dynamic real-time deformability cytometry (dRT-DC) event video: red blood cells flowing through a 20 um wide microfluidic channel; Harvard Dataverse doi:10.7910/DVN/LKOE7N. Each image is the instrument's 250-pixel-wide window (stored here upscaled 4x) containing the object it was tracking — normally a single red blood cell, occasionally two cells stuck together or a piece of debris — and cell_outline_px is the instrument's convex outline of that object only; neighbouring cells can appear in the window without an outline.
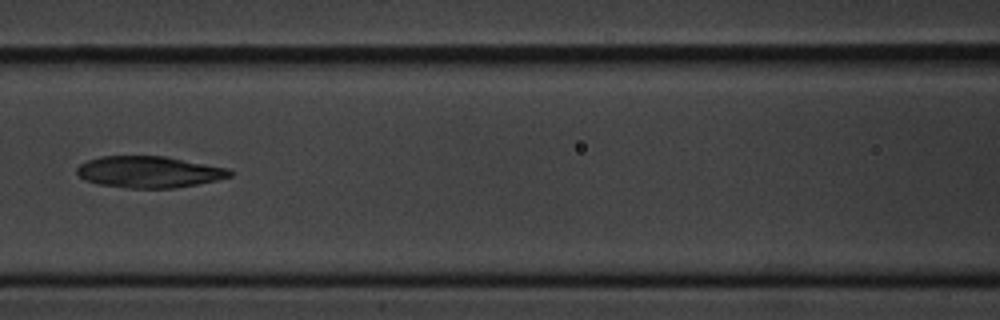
{"species": "common noctule bat (a hibernating species)", "species_latin": "Nyctalus noctula", "temperature_condition": "cold", "stored_images_in_passage": 4, "camera_frame_rate_fps": 3000, "um_per_image_px": 0.085, "animal": {"sex": "male", "body_mass_g": 20.1, "forearm_length_mm": 53.5}, "frame": {"image": 1, "passage_image": 4, "time_ms": 3.667, "image_size_px": [1000, 320], "cell_outline_px": [[232, 176], [216, 180], [176, 188], [128, 188], [96, 184], [84, 180], [76, 172], [76, 168], [80, 164], [88, 160], [100, 156], [164, 156], [228, 168], [232, 172]], "centroid_in_image_um": [12.64, 14.62], "position_along_channel_um": 154.0, "area_um2": 28.09}}